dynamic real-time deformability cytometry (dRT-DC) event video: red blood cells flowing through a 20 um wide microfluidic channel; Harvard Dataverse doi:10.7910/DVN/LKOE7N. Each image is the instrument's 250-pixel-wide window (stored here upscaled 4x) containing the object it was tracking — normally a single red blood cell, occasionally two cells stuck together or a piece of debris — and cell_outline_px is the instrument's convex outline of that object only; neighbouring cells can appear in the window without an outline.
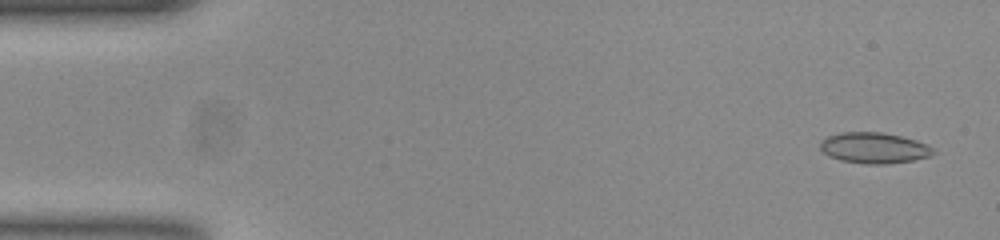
{"species": "common noctule bat (a hibernating species)", "species_latin": "Nyctalus noctula", "temperature_condition": "room temperature", "stored_images_in_passage": 15, "camera_frame_rate_fps": 3000, "um_per_image_px": 0.085, "animal": {"sex": "female", "body_mass_g": 23.0, "forearm_length_mm": 53.4}, "frame": {"image": 1, "passage_image": 3, "time_ms": 0.667, "image_size_px": [1000, 240], "cell_outline_px": [[936, 152], [932, 156], [912, 160], [888, 164], [864, 164], [840, 160], [828, 156], [820, 148], [820, 140], [828, 136], [840, 132], [880, 132], [900, 136], [916, 140], [928, 144]], "centroid_in_image_um": [74.29, 12.58], "position_along_channel_um": 10.7, "area_um2": 20.46}}